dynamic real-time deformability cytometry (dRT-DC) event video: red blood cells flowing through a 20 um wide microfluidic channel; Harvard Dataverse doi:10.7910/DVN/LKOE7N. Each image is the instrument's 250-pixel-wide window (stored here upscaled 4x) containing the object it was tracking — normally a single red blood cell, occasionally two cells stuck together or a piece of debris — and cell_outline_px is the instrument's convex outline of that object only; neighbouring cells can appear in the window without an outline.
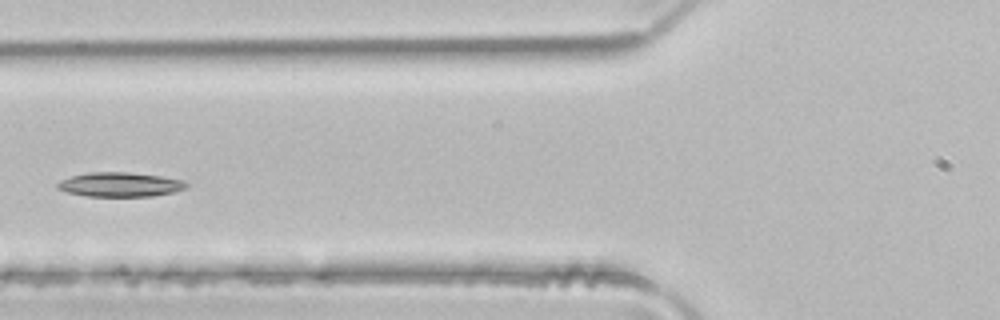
{"species": "common noctule bat (a hibernating species)", "species_latin": "Nyctalus noctula", "temperature_condition": "room temperature", "stored_images_in_passage": 5, "segment_of_instrument_passage": [2, 2], "camera_frame_rate_fps": 3000, "um_per_image_px": 0.085, "animal": {"sex": "male", "body_mass_g": 21.5, "forearm_length_mm": 52.0}, "frame": {"image": 1, "passage_image": 5, "time_ms": 1.333, "image_size_px": [1000, 320], "cell_outline_px": [[188, 184], [184, 188], [172, 192], [152, 196], [88, 196], [68, 192], [56, 188], [56, 184], [60, 180], [72, 176], [88, 172], [128, 172], [160, 176], [180, 180]], "centroid_in_image_um": [10.14, 15.68], "position_along_channel_um": 115.7, "area_um2": 18.03}}